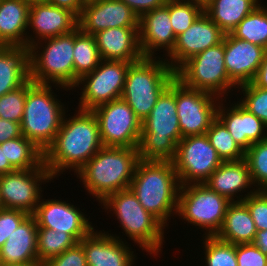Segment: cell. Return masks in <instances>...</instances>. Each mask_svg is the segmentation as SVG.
<instances>
[{"label":"cell","mask_w":267,"mask_h":266,"mask_svg":"<svg viewBox=\"0 0 267 266\" xmlns=\"http://www.w3.org/2000/svg\"><path fill=\"white\" fill-rule=\"evenodd\" d=\"M22 136L20 123L0 118V144Z\"/></svg>","instance_id":"bcb514c9"},{"label":"cell","mask_w":267,"mask_h":266,"mask_svg":"<svg viewBox=\"0 0 267 266\" xmlns=\"http://www.w3.org/2000/svg\"><path fill=\"white\" fill-rule=\"evenodd\" d=\"M182 139L176 113V78L160 95L151 113L142 121L137 147L142 160L173 161Z\"/></svg>","instance_id":"277c9868"},{"label":"cell","mask_w":267,"mask_h":266,"mask_svg":"<svg viewBox=\"0 0 267 266\" xmlns=\"http://www.w3.org/2000/svg\"><path fill=\"white\" fill-rule=\"evenodd\" d=\"M0 266H43L40 262H29L21 264H0Z\"/></svg>","instance_id":"816d5d0a"},{"label":"cell","mask_w":267,"mask_h":266,"mask_svg":"<svg viewBox=\"0 0 267 266\" xmlns=\"http://www.w3.org/2000/svg\"><path fill=\"white\" fill-rule=\"evenodd\" d=\"M226 102V99L220 100L217 118L244 151L252 144L267 138V125L262 120L250 113L238 101Z\"/></svg>","instance_id":"603a6c76"},{"label":"cell","mask_w":267,"mask_h":266,"mask_svg":"<svg viewBox=\"0 0 267 266\" xmlns=\"http://www.w3.org/2000/svg\"><path fill=\"white\" fill-rule=\"evenodd\" d=\"M52 87L66 92L70 90L60 85L33 83L27 90L20 123L22 135L43 152L54 141L65 113L70 111L68 107L65 108L66 103L59 100Z\"/></svg>","instance_id":"8992f818"},{"label":"cell","mask_w":267,"mask_h":266,"mask_svg":"<svg viewBox=\"0 0 267 266\" xmlns=\"http://www.w3.org/2000/svg\"><path fill=\"white\" fill-rule=\"evenodd\" d=\"M30 80V47L0 45V96Z\"/></svg>","instance_id":"4316f807"},{"label":"cell","mask_w":267,"mask_h":266,"mask_svg":"<svg viewBox=\"0 0 267 266\" xmlns=\"http://www.w3.org/2000/svg\"><path fill=\"white\" fill-rule=\"evenodd\" d=\"M100 206H103L107 215L109 212L115 215L117 223H120L119 228L123 230L122 233L125 232L123 235L134 241V245L137 244L143 252H148L146 255L156 258L162 254L166 227L141 206L129 188L108 195Z\"/></svg>","instance_id":"5b68a950"},{"label":"cell","mask_w":267,"mask_h":266,"mask_svg":"<svg viewBox=\"0 0 267 266\" xmlns=\"http://www.w3.org/2000/svg\"><path fill=\"white\" fill-rule=\"evenodd\" d=\"M257 234L254 220L247 206L241 202H231L226 209L223 225L216 237L232 244L253 243Z\"/></svg>","instance_id":"f1b7e54d"},{"label":"cell","mask_w":267,"mask_h":266,"mask_svg":"<svg viewBox=\"0 0 267 266\" xmlns=\"http://www.w3.org/2000/svg\"><path fill=\"white\" fill-rule=\"evenodd\" d=\"M139 159L137 148L103 146L76 176L99 206L108 195L129 188Z\"/></svg>","instance_id":"3957f363"},{"label":"cell","mask_w":267,"mask_h":266,"mask_svg":"<svg viewBox=\"0 0 267 266\" xmlns=\"http://www.w3.org/2000/svg\"><path fill=\"white\" fill-rule=\"evenodd\" d=\"M29 4L0 0V45L27 46Z\"/></svg>","instance_id":"83f0119b"},{"label":"cell","mask_w":267,"mask_h":266,"mask_svg":"<svg viewBox=\"0 0 267 266\" xmlns=\"http://www.w3.org/2000/svg\"><path fill=\"white\" fill-rule=\"evenodd\" d=\"M29 214L18 209L0 210V248Z\"/></svg>","instance_id":"b9f144b4"},{"label":"cell","mask_w":267,"mask_h":266,"mask_svg":"<svg viewBox=\"0 0 267 266\" xmlns=\"http://www.w3.org/2000/svg\"><path fill=\"white\" fill-rule=\"evenodd\" d=\"M242 202L247 206L257 231L267 230V191L257 190Z\"/></svg>","instance_id":"60d3db41"},{"label":"cell","mask_w":267,"mask_h":266,"mask_svg":"<svg viewBox=\"0 0 267 266\" xmlns=\"http://www.w3.org/2000/svg\"><path fill=\"white\" fill-rule=\"evenodd\" d=\"M37 232L34 216L28 215L0 248V264L39 262Z\"/></svg>","instance_id":"484cf974"},{"label":"cell","mask_w":267,"mask_h":266,"mask_svg":"<svg viewBox=\"0 0 267 266\" xmlns=\"http://www.w3.org/2000/svg\"><path fill=\"white\" fill-rule=\"evenodd\" d=\"M52 180L44 163L36 169L16 170L0 175V196L4 208L18 209L32 215L41 197H44L42 187Z\"/></svg>","instance_id":"5bb4252c"},{"label":"cell","mask_w":267,"mask_h":266,"mask_svg":"<svg viewBox=\"0 0 267 266\" xmlns=\"http://www.w3.org/2000/svg\"><path fill=\"white\" fill-rule=\"evenodd\" d=\"M253 243L259 248L262 253L267 254V230L257 231Z\"/></svg>","instance_id":"681fc988"},{"label":"cell","mask_w":267,"mask_h":266,"mask_svg":"<svg viewBox=\"0 0 267 266\" xmlns=\"http://www.w3.org/2000/svg\"><path fill=\"white\" fill-rule=\"evenodd\" d=\"M205 134L222 161L244 159L245 151L234 141L227 128L218 118L212 122Z\"/></svg>","instance_id":"e575fe53"},{"label":"cell","mask_w":267,"mask_h":266,"mask_svg":"<svg viewBox=\"0 0 267 266\" xmlns=\"http://www.w3.org/2000/svg\"><path fill=\"white\" fill-rule=\"evenodd\" d=\"M180 187L172 161L139 159L129 189L141 206L168 229L169 219L176 217Z\"/></svg>","instance_id":"7a4b0ae2"},{"label":"cell","mask_w":267,"mask_h":266,"mask_svg":"<svg viewBox=\"0 0 267 266\" xmlns=\"http://www.w3.org/2000/svg\"><path fill=\"white\" fill-rule=\"evenodd\" d=\"M20 1L26 2L29 5H31V4H34V3L42 2L44 0H20Z\"/></svg>","instance_id":"11a10c76"},{"label":"cell","mask_w":267,"mask_h":266,"mask_svg":"<svg viewBox=\"0 0 267 266\" xmlns=\"http://www.w3.org/2000/svg\"><path fill=\"white\" fill-rule=\"evenodd\" d=\"M220 98L184 86L176 79V113L182 138L203 135L217 118Z\"/></svg>","instance_id":"9a60e30c"},{"label":"cell","mask_w":267,"mask_h":266,"mask_svg":"<svg viewBox=\"0 0 267 266\" xmlns=\"http://www.w3.org/2000/svg\"><path fill=\"white\" fill-rule=\"evenodd\" d=\"M131 64L125 61L101 60L91 73L79 79L75 90H72H81L76 108L92 110L101 104L121 98Z\"/></svg>","instance_id":"8fae6325"},{"label":"cell","mask_w":267,"mask_h":266,"mask_svg":"<svg viewBox=\"0 0 267 266\" xmlns=\"http://www.w3.org/2000/svg\"><path fill=\"white\" fill-rule=\"evenodd\" d=\"M14 171H16V169L10 164L9 160L5 159L4 147L0 146V175Z\"/></svg>","instance_id":"f907efd6"},{"label":"cell","mask_w":267,"mask_h":266,"mask_svg":"<svg viewBox=\"0 0 267 266\" xmlns=\"http://www.w3.org/2000/svg\"><path fill=\"white\" fill-rule=\"evenodd\" d=\"M231 34L267 50V5L263 3L257 6L235 27Z\"/></svg>","instance_id":"d6a6232c"},{"label":"cell","mask_w":267,"mask_h":266,"mask_svg":"<svg viewBox=\"0 0 267 266\" xmlns=\"http://www.w3.org/2000/svg\"><path fill=\"white\" fill-rule=\"evenodd\" d=\"M5 159L16 170L36 169L44 163V152L23 135L0 144Z\"/></svg>","instance_id":"4dcf8cb0"},{"label":"cell","mask_w":267,"mask_h":266,"mask_svg":"<svg viewBox=\"0 0 267 266\" xmlns=\"http://www.w3.org/2000/svg\"><path fill=\"white\" fill-rule=\"evenodd\" d=\"M69 200L45 199L41 200L32 214L36 220L38 228H48L59 232L70 234L77 242L89 235L95 225L90 222V216L84 213V208L80 210ZM83 211V212H82Z\"/></svg>","instance_id":"2e32d148"},{"label":"cell","mask_w":267,"mask_h":266,"mask_svg":"<svg viewBox=\"0 0 267 266\" xmlns=\"http://www.w3.org/2000/svg\"><path fill=\"white\" fill-rule=\"evenodd\" d=\"M193 4L201 6L203 9H205L211 2V0H189Z\"/></svg>","instance_id":"f5cc1de1"},{"label":"cell","mask_w":267,"mask_h":266,"mask_svg":"<svg viewBox=\"0 0 267 266\" xmlns=\"http://www.w3.org/2000/svg\"><path fill=\"white\" fill-rule=\"evenodd\" d=\"M47 3L66 8L79 17L82 13L85 2L83 0H44Z\"/></svg>","instance_id":"7dc6e473"},{"label":"cell","mask_w":267,"mask_h":266,"mask_svg":"<svg viewBox=\"0 0 267 266\" xmlns=\"http://www.w3.org/2000/svg\"><path fill=\"white\" fill-rule=\"evenodd\" d=\"M189 0H164L165 4H169V3H178V2H186Z\"/></svg>","instance_id":"db71d44e"},{"label":"cell","mask_w":267,"mask_h":266,"mask_svg":"<svg viewBox=\"0 0 267 266\" xmlns=\"http://www.w3.org/2000/svg\"><path fill=\"white\" fill-rule=\"evenodd\" d=\"M3 208H4V205H3L2 201H1V196H0V210L3 209Z\"/></svg>","instance_id":"9f6ffc18"},{"label":"cell","mask_w":267,"mask_h":266,"mask_svg":"<svg viewBox=\"0 0 267 266\" xmlns=\"http://www.w3.org/2000/svg\"><path fill=\"white\" fill-rule=\"evenodd\" d=\"M94 35L84 33L79 27L74 30L73 61L75 86L79 79L91 73L101 62Z\"/></svg>","instance_id":"1f68e13d"},{"label":"cell","mask_w":267,"mask_h":266,"mask_svg":"<svg viewBox=\"0 0 267 266\" xmlns=\"http://www.w3.org/2000/svg\"><path fill=\"white\" fill-rule=\"evenodd\" d=\"M74 30L42 39L30 46V79L34 83L60 85L74 90Z\"/></svg>","instance_id":"ba28073f"},{"label":"cell","mask_w":267,"mask_h":266,"mask_svg":"<svg viewBox=\"0 0 267 266\" xmlns=\"http://www.w3.org/2000/svg\"><path fill=\"white\" fill-rule=\"evenodd\" d=\"M77 241L68 233L57 232L48 228H38L37 256L38 261L44 264L48 259L62 254L73 247Z\"/></svg>","instance_id":"836d02e7"},{"label":"cell","mask_w":267,"mask_h":266,"mask_svg":"<svg viewBox=\"0 0 267 266\" xmlns=\"http://www.w3.org/2000/svg\"><path fill=\"white\" fill-rule=\"evenodd\" d=\"M139 27H114L94 34L102 60L137 62L144 56L139 46Z\"/></svg>","instance_id":"d4e9b609"},{"label":"cell","mask_w":267,"mask_h":266,"mask_svg":"<svg viewBox=\"0 0 267 266\" xmlns=\"http://www.w3.org/2000/svg\"><path fill=\"white\" fill-rule=\"evenodd\" d=\"M77 27L78 17L70 10L46 1L31 4L28 12L27 46L42 39L70 33Z\"/></svg>","instance_id":"ffe728a7"},{"label":"cell","mask_w":267,"mask_h":266,"mask_svg":"<svg viewBox=\"0 0 267 266\" xmlns=\"http://www.w3.org/2000/svg\"><path fill=\"white\" fill-rule=\"evenodd\" d=\"M203 184L230 202H241L257 191L245 159L223 161Z\"/></svg>","instance_id":"cb8c5ba5"},{"label":"cell","mask_w":267,"mask_h":266,"mask_svg":"<svg viewBox=\"0 0 267 266\" xmlns=\"http://www.w3.org/2000/svg\"><path fill=\"white\" fill-rule=\"evenodd\" d=\"M104 230L94 229L79 242L83 246L87 266H136V251H132V244L126 241V237L120 238Z\"/></svg>","instance_id":"ac0fdd59"},{"label":"cell","mask_w":267,"mask_h":266,"mask_svg":"<svg viewBox=\"0 0 267 266\" xmlns=\"http://www.w3.org/2000/svg\"><path fill=\"white\" fill-rule=\"evenodd\" d=\"M168 10L175 36L185 32L204 12V9L190 1L169 3Z\"/></svg>","instance_id":"ab89813d"},{"label":"cell","mask_w":267,"mask_h":266,"mask_svg":"<svg viewBox=\"0 0 267 266\" xmlns=\"http://www.w3.org/2000/svg\"><path fill=\"white\" fill-rule=\"evenodd\" d=\"M253 185L257 190L267 191V138L252 144L245 157Z\"/></svg>","instance_id":"8d00e7d4"},{"label":"cell","mask_w":267,"mask_h":266,"mask_svg":"<svg viewBox=\"0 0 267 266\" xmlns=\"http://www.w3.org/2000/svg\"><path fill=\"white\" fill-rule=\"evenodd\" d=\"M251 83L254 86L267 90V50L265 52L263 61Z\"/></svg>","instance_id":"c3c4849f"},{"label":"cell","mask_w":267,"mask_h":266,"mask_svg":"<svg viewBox=\"0 0 267 266\" xmlns=\"http://www.w3.org/2000/svg\"><path fill=\"white\" fill-rule=\"evenodd\" d=\"M203 246L201 259L204 266H238L236 245L218 239L216 236H199Z\"/></svg>","instance_id":"d590c367"},{"label":"cell","mask_w":267,"mask_h":266,"mask_svg":"<svg viewBox=\"0 0 267 266\" xmlns=\"http://www.w3.org/2000/svg\"><path fill=\"white\" fill-rule=\"evenodd\" d=\"M230 203L203 183L187 184L180 187L176 216L183 219L182 222L200 229L202 236H216Z\"/></svg>","instance_id":"30bf717a"},{"label":"cell","mask_w":267,"mask_h":266,"mask_svg":"<svg viewBox=\"0 0 267 266\" xmlns=\"http://www.w3.org/2000/svg\"><path fill=\"white\" fill-rule=\"evenodd\" d=\"M34 82L30 79L21 87L0 96V118L21 123L28 88Z\"/></svg>","instance_id":"74e56055"},{"label":"cell","mask_w":267,"mask_h":266,"mask_svg":"<svg viewBox=\"0 0 267 266\" xmlns=\"http://www.w3.org/2000/svg\"><path fill=\"white\" fill-rule=\"evenodd\" d=\"M139 46L144 57L165 58L176 42L168 4L155 8L139 18ZM161 50V51H160ZM163 50V51H162ZM163 52V54L157 55ZM157 52V53H156ZM156 55V56H155Z\"/></svg>","instance_id":"7402d4cb"},{"label":"cell","mask_w":267,"mask_h":266,"mask_svg":"<svg viewBox=\"0 0 267 266\" xmlns=\"http://www.w3.org/2000/svg\"><path fill=\"white\" fill-rule=\"evenodd\" d=\"M238 266H267V254L262 253L254 243L237 244Z\"/></svg>","instance_id":"ee69618b"},{"label":"cell","mask_w":267,"mask_h":266,"mask_svg":"<svg viewBox=\"0 0 267 266\" xmlns=\"http://www.w3.org/2000/svg\"><path fill=\"white\" fill-rule=\"evenodd\" d=\"M237 91L240 93L235 96L243 94L237 97L238 102L267 125V90L248 83L237 87Z\"/></svg>","instance_id":"f35d334b"},{"label":"cell","mask_w":267,"mask_h":266,"mask_svg":"<svg viewBox=\"0 0 267 266\" xmlns=\"http://www.w3.org/2000/svg\"><path fill=\"white\" fill-rule=\"evenodd\" d=\"M74 113L72 116L65 113L54 141L44 152V165L53 179L66 170L76 175L103 147L94 113L77 108Z\"/></svg>","instance_id":"6da1fadb"},{"label":"cell","mask_w":267,"mask_h":266,"mask_svg":"<svg viewBox=\"0 0 267 266\" xmlns=\"http://www.w3.org/2000/svg\"><path fill=\"white\" fill-rule=\"evenodd\" d=\"M225 33L203 12L183 33L176 36L173 50L164 58L176 71L200 52L221 43Z\"/></svg>","instance_id":"e0dca14e"},{"label":"cell","mask_w":267,"mask_h":266,"mask_svg":"<svg viewBox=\"0 0 267 266\" xmlns=\"http://www.w3.org/2000/svg\"><path fill=\"white\" fill-rule=\"evenodd\" d=\"M266 49L231 33L224 36V62L229 79L237 86L251 83Z\"/></svg>","instance_id":"44dd1931"},{"label":"cell","mask_w":267,"mask_h":266,"mask_svg":"<svg viewBox=\"0 0 267 266\" xmlns=\"http://www.w3.org/2000/svg\"><path fill=\"white\" fill-rule=\"evenodd\" d=\"M91 111L98 121L103 146L138 147L142 122L122 98L101 104Z\"/></svg>","instance_id":"4fadbf2b"},{"label":"cell","mask_w":267,"mask_h":266,"mask_svg":"<svg viewBox=\"0 0 267 266\" xmlns=\"http://www.w3.org/2000/svg\"><path fill=\"white\" fill-rule=\"evenodd\" d=\"M43 266H87L83 246L77 242L62 254L48 259Z\"/></svg>","instance_id":"7bdbcfd3"},{"label":"cell","mask_w":267,"mask_h":266,"mask_svg":"<svg viewBox=\"0 0 267 266\" xmlns=\"http://www.w3.org/2000/svg\"><path fill=\"white\" fill-rule=\"evenodd\" d=\"M172 162L180 185L184 186L204 183L223 161L203 134L182 138Z\"/></svg>","instance_id":"7c38bea8"},{"label":"cell","mask_w":267,"mask_h":266,"mask_svg":"<svg viewBox=\"0 0 267 266\" xmlns=\"http://www.w3.org/2000/svg\"><path fill=\"white\" fill-rule=\"evenodd\" d=\"M175 78L164 58L143 57L129 66L121 98L142 122Z\"/></svg>","instance_id":"52a82bcc"},{"label":"cell","mask_w":267,"mask_h":266,"mask_svg":"<svg viewBox=\"0 0 267 266\" xmlns=\"http://www.w3.org/2000/svg\"><path fill=\"white\" fill-rule=\"evenodd\" d=\"M261 3L263 0H211L204 12L228 34Z\"/></svg>","instance_id":"f546056e"},{"label":"cell","mask_w":267,"mask_h":266,"mask_svg":"<svg viewBox=\"0 0 267 266\" xmlns=\"http://www.w3.org/2000/svg\"><path fill=\"white\" fill-rule=\"evenodd\" d=\"M140 18L143 14L165 5L164 0H120Z\"/></svg>","instance_id":"f6af8a7d"},{"label":"cell","mask_w":267,"mask_h":266,"mask_svg":"<svg viewBox=\"0 0 267 266\" xmlns=\"http://www.w3.org/2000/svg\"><path fill=\"white\" fill-rule=\"evenodd\" d=\"M78 27L87 34L114 27H139V17L120 0H91L85 2Z\"/></svg>","instance_id":"d6986e66"},{"label":"cell","mask_w":267,"mask_h":266,"mask_svg":"<svg viewBox=\"0 0 267 266\" xmlns=\"http://www.w3.org/2000/svg\"><path fill=\"white\" fill-rule=\"evenodd\" d=\"M175 76L184 86L210 93L220 99H227L237 89L226 72L224 39L183 63L175 71Z\"/></svg>","instance_id":"9c48e42d"}]
</instances>
